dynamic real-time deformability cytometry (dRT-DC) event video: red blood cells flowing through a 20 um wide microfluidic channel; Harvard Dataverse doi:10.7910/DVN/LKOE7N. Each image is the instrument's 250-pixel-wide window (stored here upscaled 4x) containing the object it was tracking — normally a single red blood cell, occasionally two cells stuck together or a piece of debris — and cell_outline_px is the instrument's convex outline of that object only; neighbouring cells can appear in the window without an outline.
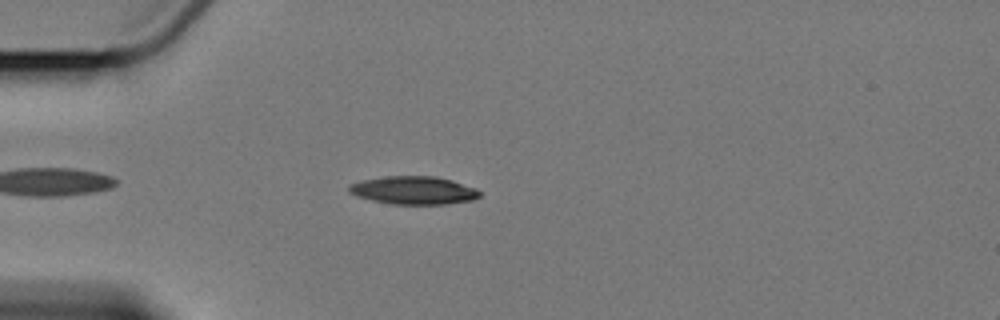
{"species": "Egyptian fruit bat (a non-hibernating species)", "species_latin": "Rousettus aegyptiacus", "temperature_condition": "cold", "stored_images_in_passage": 4, "camera_frame_rate_fps": 3000, "um_per_image_px": 0.085, "animal": {"sex": "female"}, "frame": {"image": 1, "passage_image": 4, "time_ms": 3.667, "image_size_px": [1000, 320], "cell_outline_px": [[480, 196], [472, 200], [444, 204], [392, 204], [372, 200], [356, 196], [348, 192], [348, 184], [360, 180], [384, 176], [436, 176], [452, 180], [476, 188], [480, 192]], "centroid_in_image_um": [35.12, 16.17], "position_along_channel_um": 49.9, "area_um2": 21.5}}